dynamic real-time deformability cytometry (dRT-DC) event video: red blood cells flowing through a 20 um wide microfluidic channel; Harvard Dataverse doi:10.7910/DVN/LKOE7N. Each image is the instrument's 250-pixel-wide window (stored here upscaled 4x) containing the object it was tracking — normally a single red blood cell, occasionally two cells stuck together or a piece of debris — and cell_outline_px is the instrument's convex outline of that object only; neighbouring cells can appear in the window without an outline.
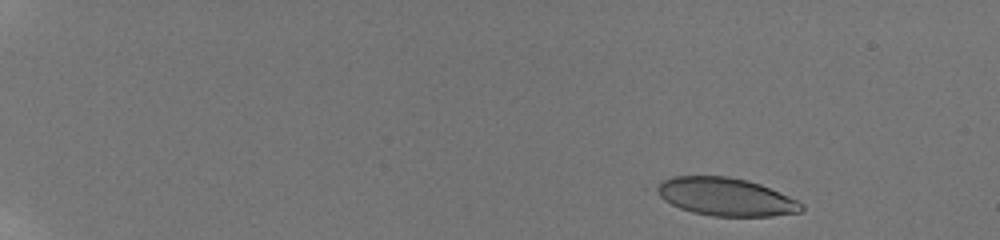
{"species": "human", "species_latin": "Homo sapiens", "temperature_condition": "room temperature", "stored_images_in_passage": 8, "camera_frame_rate_fps": 3000, "um_per_image_px": 0.085, "donor": {"sex": "male"}, "frame": {"image": 1, "passage_image": 2, "time_ms": 0.333, "image_size_px": [1000, 240], "cell_outline_px": [[804, 208], [800, 212], [772, 216], [712, 216], [692, 212], [680, 208], [664, 200], [652, 192], [652, 188], [660, 180], [672, 176], [728, 176], [748, 180], [760, 184], [788, 196], [804, 204]], "centroid_in_image_um": [61.6, 16.72], "position_along_channel_um": 23.4, "area_um2": 32.37}}
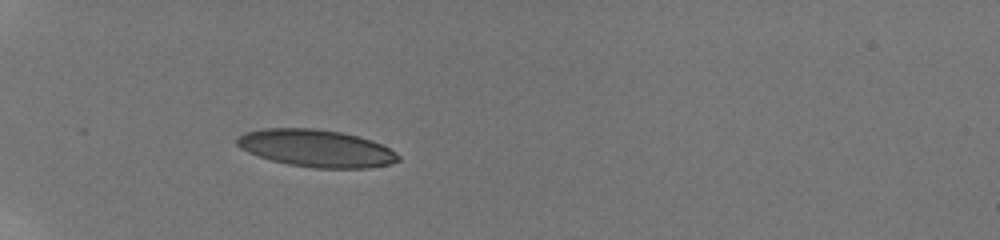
{"frame": {"image": 2, "passage_image": 6, "time_ms": 4.667, "image_size_px": [1000, 240], "cell_outline_px": [[400, 160], [392, 164], [368, 168], [316, 168], [288, 164], [272, 160], [248, 152], [240, 148], [236, 144], [236, 140], [244, 132], [264, 128], [312, 128], [340, 132], [372, 140], [396, 152], [400, 156]], "centroid_in_image_um": [26.89, 12.61], "position_along_channel_um": 58.1, "area_um2": 34.97}}